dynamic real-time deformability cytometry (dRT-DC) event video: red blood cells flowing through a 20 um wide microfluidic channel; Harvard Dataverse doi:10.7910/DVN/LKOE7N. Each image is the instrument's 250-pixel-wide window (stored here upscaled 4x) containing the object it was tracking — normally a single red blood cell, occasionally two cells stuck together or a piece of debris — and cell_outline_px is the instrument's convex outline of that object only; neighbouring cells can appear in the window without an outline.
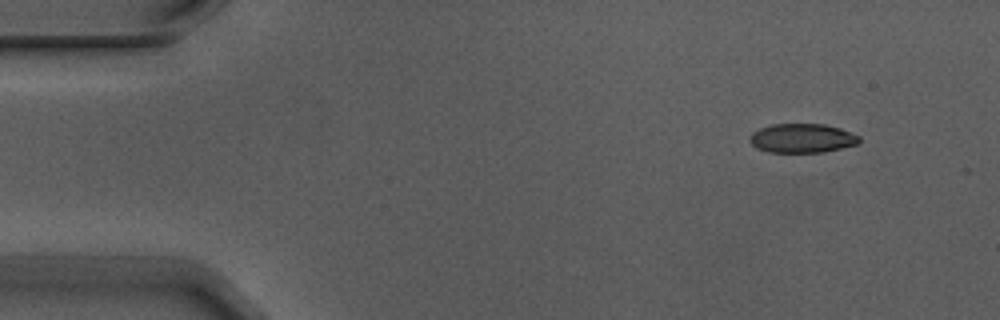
{"species": "Egyptian fruit bat (a non-hibernating species)", "species_latin": "Rousettus aegyptiacus", "temperature_condition": "warm", "stored_images_in_passage": 5, "camera_frame_rate_fps": 3000, "um_per_image_px": 0.085, "animal": {"sex": "male"}, "frame": {"image": 1, "passage_image": 5, "time_ms": 1.333, "image_size_px": [1000, 320], "cell_outline_px": [[860, 144], [824, 152], [768, 152], [756, 148], [748, 140], [748, 136], [752, 132], [760, 128], [772, 124], [824, 124], [840, 128], [860, 136]], "centroid_in_image_um": [68.17, 11.75], "position_along_channel_um": 16.8, "area_um2": 18.79}}